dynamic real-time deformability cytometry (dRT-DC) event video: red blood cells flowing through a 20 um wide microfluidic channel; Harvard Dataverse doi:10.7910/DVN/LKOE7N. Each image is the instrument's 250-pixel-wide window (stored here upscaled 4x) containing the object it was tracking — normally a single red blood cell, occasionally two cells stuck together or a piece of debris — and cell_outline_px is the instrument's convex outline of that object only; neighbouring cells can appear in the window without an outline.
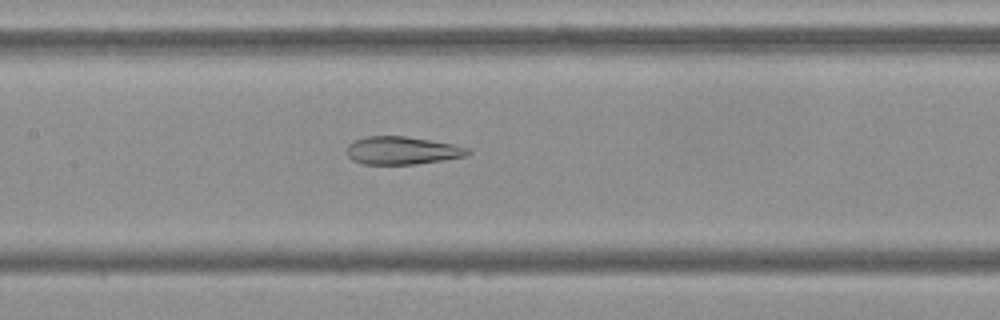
{"species": "Egyptian fruit bat (a non-hibernating species)", "species_latin": "Rousettus aegyptiacus", "temperature_condition": "cold", "stored_images_in_passage": 43, "camera_frame_rate_fps": 3000, "um_per_image_px": 0.085, "frame": {"image": 1, "passage_image": 14, "time_ms": 4.333, "image_size_px": [1000, 320], "cell_outline_px": [[472, 152], [468, 156], [416, 164], [364, 164], [352, 160], [348, 156], [348, 144], [352, 140], [368, 136], [404, 136], [452, 144], [472, 148]], "centroid_in_image_um": [34.21, 12.79], "position_along_channel_um": 173.2, "area_um2": 19.71}}
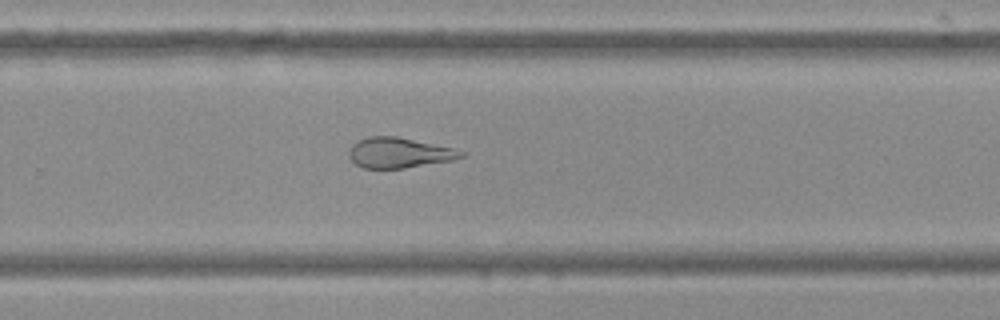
{"frame": {"image": 2, "passage_image": 24, "time_ms": 7.667, "image_size_px": [1000, 320], "cell_outline_px": [[468, 152], [464, 156], [452, 160], [404, 168], [364, 168], [356, 164], [348, 156], [348, 148], [352, 144], [368, 136], [396, 136], [452, 148]], "centroid_in_image_um": [33.9, 12.98], "position_along_channel_um": 295.9, "area_um2": 19.71}}
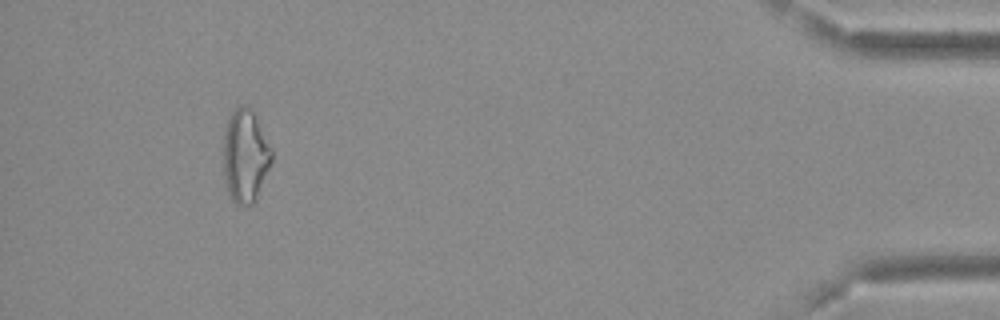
{"frame": {"image": 3, "passage_image": 39, "time_ms": 12.667, "image_size_px": [1000, 320], "cell_outline_px": [[272, 160], [256, 200], [252, 204], [236, 204], [232, 200], [228, 192], [224, 180], [224, 128], [232, 112], [236, 108], [244, 104], [248, 104], [252, 108], [272, 152]], "centroid_in_image_um": [20.83, 13.24], "position_along_channel_um": 414.4, "area_um2": 26.01}, "authors_computed_cell_mechanics": {"area_um2": 22.4842, "velocity_mm_per_s": 3.6872, "shape_relaxation_time_tau1_ms": null, "shape_relaxation_time_tau2_ms": 2.1782, "deformation_change_tau1": null, "deformation_change_tau2": 0.0991}}